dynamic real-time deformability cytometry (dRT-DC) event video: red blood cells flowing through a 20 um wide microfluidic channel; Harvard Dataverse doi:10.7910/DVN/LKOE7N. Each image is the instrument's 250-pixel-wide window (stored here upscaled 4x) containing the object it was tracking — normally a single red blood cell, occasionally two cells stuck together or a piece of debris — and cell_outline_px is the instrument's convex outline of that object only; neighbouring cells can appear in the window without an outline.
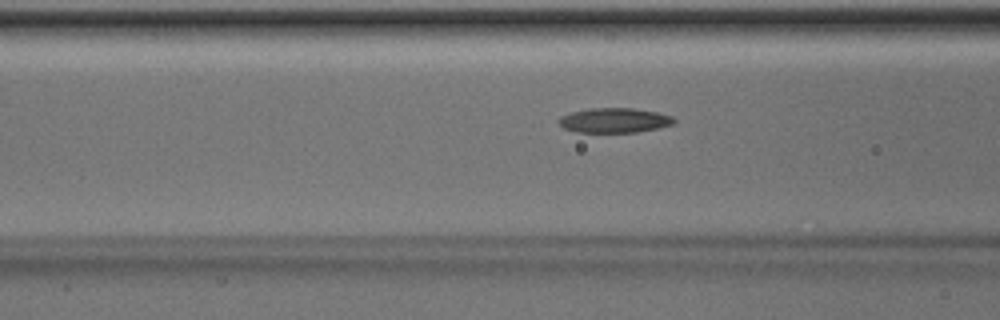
{"species": "Egyptian fruit bat (a non-hibernating species)", "species_latin": "Rousettus aegyptiacus", "temperature_condition": "room temperature", "stored_images_in_passage": 36, "camera_frame_rate_fps": 3000, "um_per_image_px": 0.085, "animal": {"sex": "male"}, "frame": {"image": 1, "passage_image": 15, "time_ms": 4.667, "image_size_px": [1000, 320], "cell_outline_px": [[676, 120], [672, 124], [656, 128], [636, 132], [576, 132], [564, 128], [556, 120], [560, 116], [572, 112], [588, 108], [632, 108], [656, 112], [672, 116]], "centroid_in_image_um": [52.18, 10.22], "position_along_channel_um": 114.4, "area_um2": 16.53}}
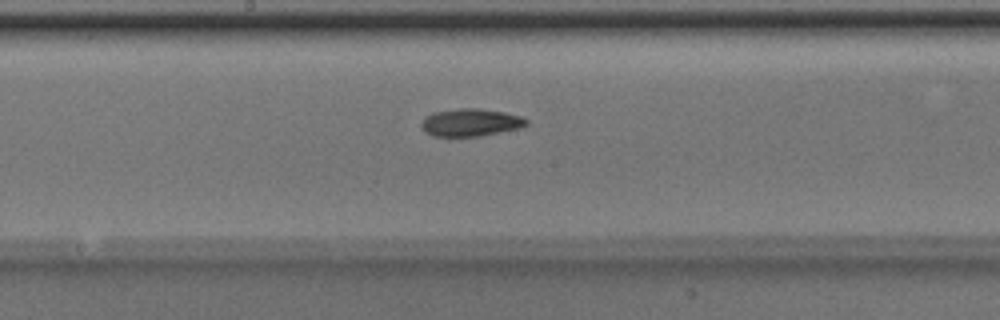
{"frame": {"image": 2, "passage_image": 22, "time_ms": 7.0, "image_size_px": [1000, 320], "cell_outline_px": [[528, 124], [520, 128], [480, 136], [432, 136], [424, 132], [420, 128], [420, 124], [432, 112], [456, 108], [480, 108], [504, 112], [520, 116], [528, 120]], "centroid_in_image_um": [39.98, 10.41], "position_along_channel_um": 208.2, "area_um2": 16.99}}
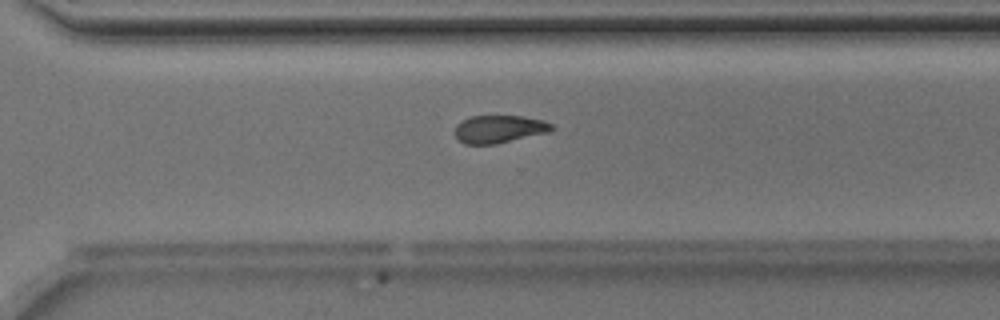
{"frame": {"image": 3, "passage_image": 31, "time_ms": 10.0, "image_size_px": [1000, 320], "cell_outline_px": [[556, 128], [548, 132], [496, 144], [464, 144], [456, 140], [456, 124], [472, 116], [524, 116], [544, 120], [552, 124]], "centroid_in_image_um": [42.44, 10.97], "position_along_channel_um": 328.2, "area_um2": 15.66}}